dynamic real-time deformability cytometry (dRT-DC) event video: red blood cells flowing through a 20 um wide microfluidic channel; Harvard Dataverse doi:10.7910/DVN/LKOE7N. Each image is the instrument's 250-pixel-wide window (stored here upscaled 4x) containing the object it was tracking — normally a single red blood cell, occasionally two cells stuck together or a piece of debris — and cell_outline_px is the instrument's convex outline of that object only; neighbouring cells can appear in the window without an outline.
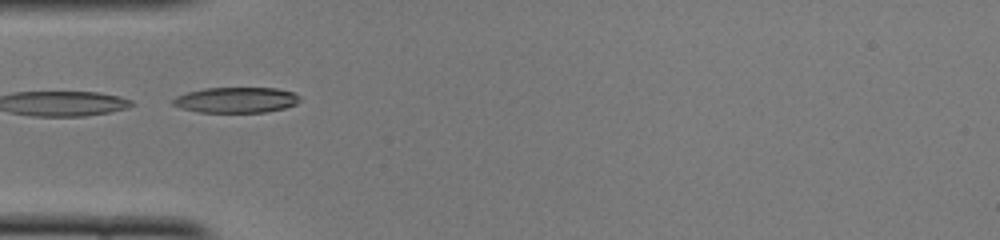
{"species": "common noctule bat (a hibernating species)", "species_latin": "Nyctalus noctula", "temperature_condition": "cold", "stored_images_in_passage": 6, "camera_frame_rate_fps": 3000, "um_per_image_px": 0.085, "animal": {"sex": "female", "body_mass_g": 22.0, "forearm_length_mm": 56.7}, "frame": {"image": 1, "passage_image": 1, "time_ms": 0.0, "image_size_px": [1000, 240], "cell_outline_px": [[300, 100], [296, 104], [284, 108], [264, 112], [200, 112], [180, 108], [172, 104], [172, 100], [176, 96], [188, 92], [204, 88], [276, 88], [292, 92], [300, 96]], "centroid_in_image_um": [20.06, 8.49], "position_along_channel_um": 64.9, "area_um2": 18.84}}